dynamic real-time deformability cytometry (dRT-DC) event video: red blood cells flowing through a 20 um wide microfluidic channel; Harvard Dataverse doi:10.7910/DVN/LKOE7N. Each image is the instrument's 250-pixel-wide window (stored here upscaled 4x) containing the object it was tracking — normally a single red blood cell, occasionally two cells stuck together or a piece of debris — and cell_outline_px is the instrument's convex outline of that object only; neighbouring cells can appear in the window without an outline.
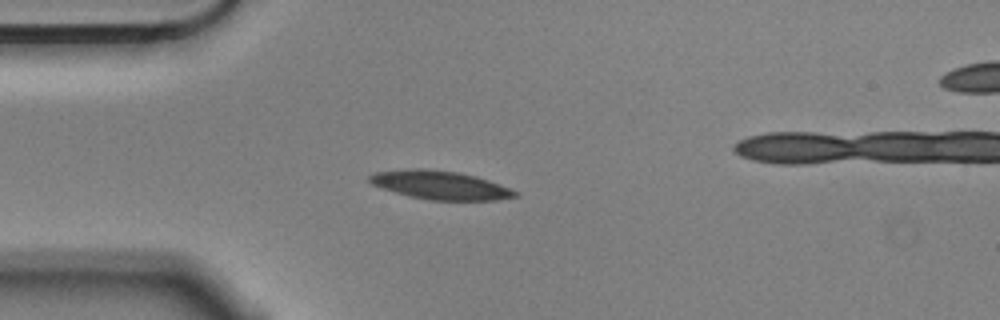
{"species": "Egyptian fruit bat (a non-hibernating species)", "species_latin": "Rousettus aegyptiacus", "temperature_condition": "cold", "stored_images_in_passage": 4, "camera_frame_rate_fps": 3000, "um_per_image_px": 0.085, "animal": {"sex": "male"}, "frame": {"image": 1, "passage_image": 3, "time_ms": 0.667, "image_size_px": [1000, 320], "cell_outline_px": [[520, 196], [496, 200], [428, 200], [408, 196], [372, 184], [368, 180], [368, 176], [376, 172], [408, 168], [428, 168], [460, 172], [476, 176], [500, 184], [520, 192]], "centroid_in_image_um": [37.46, 15.72], "position_along_channel_um": 47.5, "area_um2": 24.45}}